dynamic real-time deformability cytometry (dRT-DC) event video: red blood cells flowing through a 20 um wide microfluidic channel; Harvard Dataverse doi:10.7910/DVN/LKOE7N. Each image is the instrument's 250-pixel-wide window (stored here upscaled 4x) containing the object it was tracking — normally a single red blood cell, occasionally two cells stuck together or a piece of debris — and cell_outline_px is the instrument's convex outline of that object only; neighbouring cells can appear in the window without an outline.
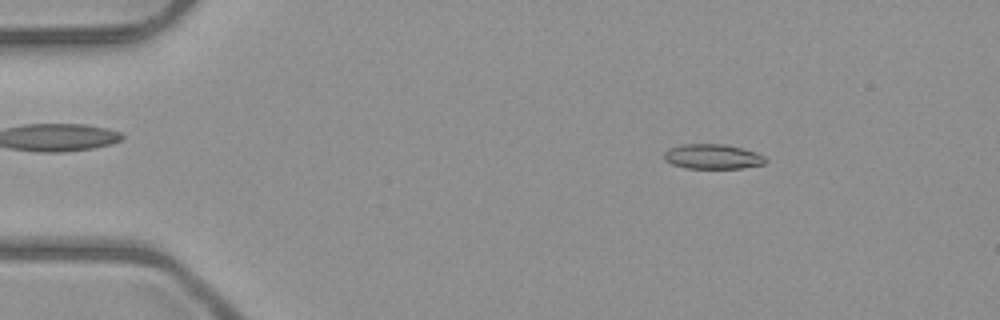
{"species": "common noctule bat (a hibernating species)", "species_latin": "Nyctalus noctula", "temperature_condition": "room temperature", "stored_images_in_passage": 4, "camera_frame_rate_fps": 3000, "um_per_image_px": 0.085, "animal": {"sex": "male", "body_mass_g": 23.1, "forearm_length_mm": 52.7}, "frame": {"image": 1, "passage_image": 2, "time_ms": 1.0, "image_size_px": [1000, 320], "cell_outline_px": [[768, 160], [764, 164], [740, 168], [684, 168], [672, 164], [664, 160], [664, 152], [668, 148], [680, 144], [724, 144], [756, 152], [764, 156]], "centroid_in_image_um": [60.54, 13.31], "position_along_channel_um": 24.5, "area_um2": 14.74}}